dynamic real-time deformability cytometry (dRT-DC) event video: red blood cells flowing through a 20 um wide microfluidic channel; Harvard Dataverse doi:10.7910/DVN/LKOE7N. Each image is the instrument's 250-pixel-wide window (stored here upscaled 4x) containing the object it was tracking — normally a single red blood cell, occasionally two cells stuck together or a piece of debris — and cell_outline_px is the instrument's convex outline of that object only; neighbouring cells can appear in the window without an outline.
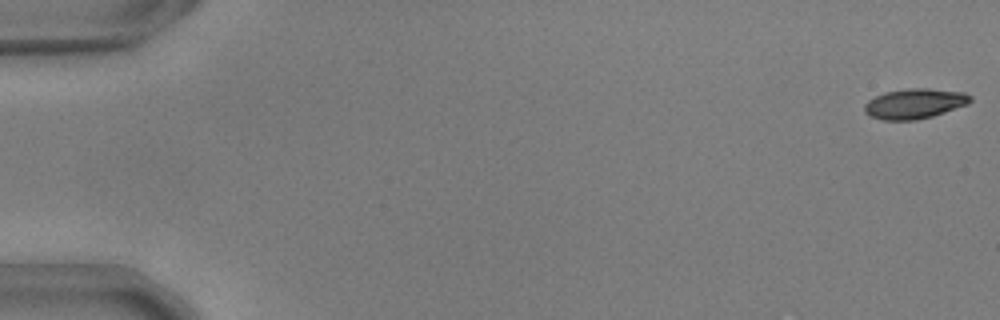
{"species": "common noctule bat (a hibernating species)", "species_latin": "Nyctalus noctula", "temperature_condition": "warm", "stored_images_in_passage": 14, "camera_frame_rate_fps": 3000, "um_per_image_px": 0.085, "animal": {"sex": "male", "body_mass_g": 17.9, "forearm_length_mm": 54.2}, "frame": {"image": 1, "passage_image": 1, "time_ms": 0.0, "image_size_px": [1000, 320], "cell_outline_px": [[972, 100], [968, 104], [932, 116], [916, 120], [884, 120], [868, 116], [864, 112], [864, 104], [868, 100], [884, 92], [908, 88], [928, 88], [964, 92], [972, 96]], "centroid_in_image_um": [77.72, 8.8], "position_along_channel_um": 7.3, "area_um2": 18.67}}
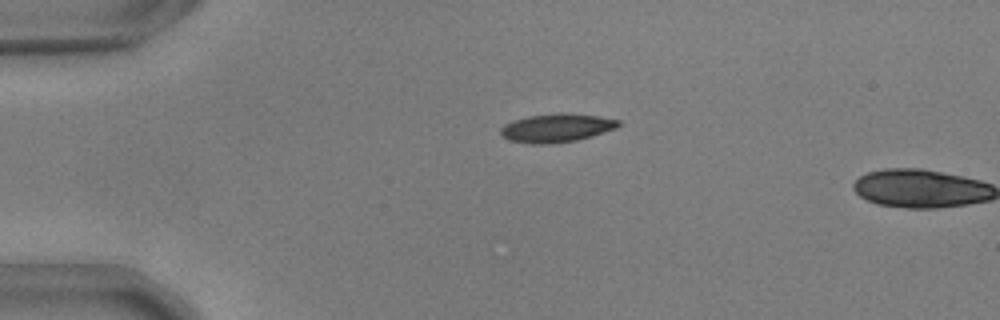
{"frame": {"image": 2, "passage_image": 13, "time_ms": 4.0, "image_size_px": [1000, 320], "cell_outline_px": [[620, 124], [616, 128], [592, 136], [576, 140], [552, 144], [528, 144], [508, 140], [500, 132], [500, 128], [504, 124], [512, 120], [528, 116], [560, 112], [568, 112], [596, 116], [620, 120]], "centroid_in_image_um": [47.28, 10.87], "position_along_channel_um": 37.7, "area_um2": 19.77}}